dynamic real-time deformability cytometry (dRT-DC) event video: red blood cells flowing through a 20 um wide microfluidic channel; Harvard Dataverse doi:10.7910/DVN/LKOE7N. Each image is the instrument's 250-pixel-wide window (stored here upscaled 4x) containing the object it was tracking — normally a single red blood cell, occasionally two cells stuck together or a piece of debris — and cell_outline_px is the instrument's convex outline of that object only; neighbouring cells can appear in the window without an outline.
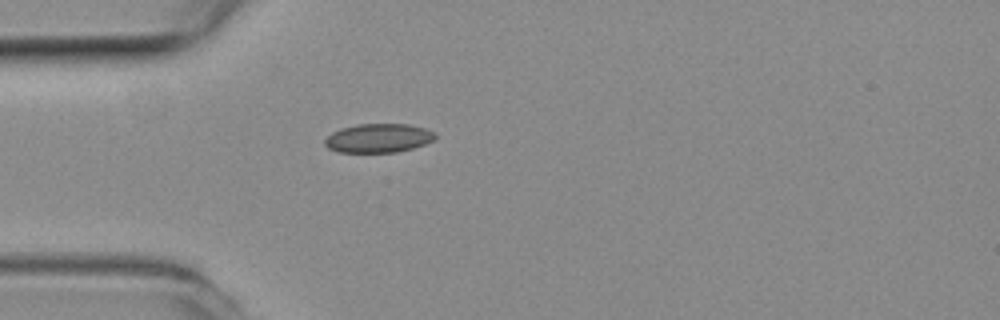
{"species": "common noctule bat (a hibernating species)", "species_latin": "Nyctalus noctula", "temperature_condition": "room temperature", "stored_images_in_passage": 41, "camera_frame_rate_fps": 3000, "um_per_image_px": 0.085, "animal": {"sex": "female", "body_mass_g": 19.3, "forearm_length_mm": 54.1}, "frame": {"image": 1, "passage_image": 1, "time_ms": 0.0, "image_size_px": [1000, 320], "cell_outline_px": [[436, 136], [432, 140], [424, 144], [412, 148], [396, 152], [340, 152], [328, 148], [324, 144], [324, 140], [332, 132], [340, 128], [356, 124], [408, 124], [424, 128], [436, 132]], "centroid_in_image_um": [32.15, 11.73], "position_along_channel_um": 52.9, "area_um2": 18.55}}
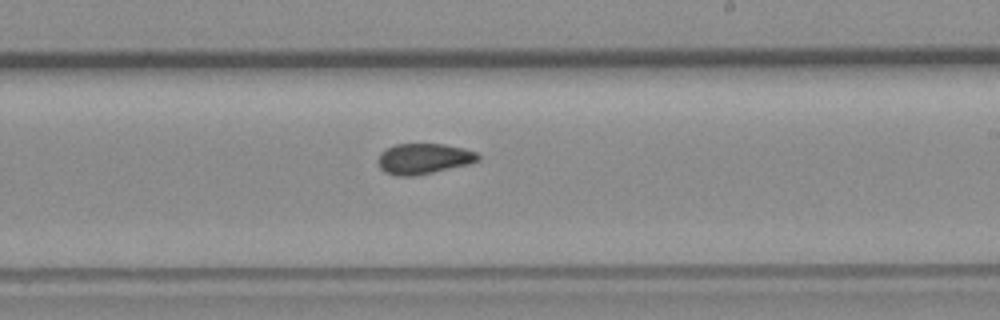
{"frame": {"image": 2, "passage_image": 18, "time_ms": 5.667, "image_size_px": [1000, 320], "cell_outline_px": [[480, 160], [468, 164], [432, 172], [412, 176], [396, 176], [384, 172], [380, 168], [376, 160], [380, 152], [396, 144], [444, 144], [464, 148], [476, 152], [480, 156]], "centroid_in_image_um": [35.98, 13.49], "position_along_channel_um": 253.0, "area_um2": 17.86}}
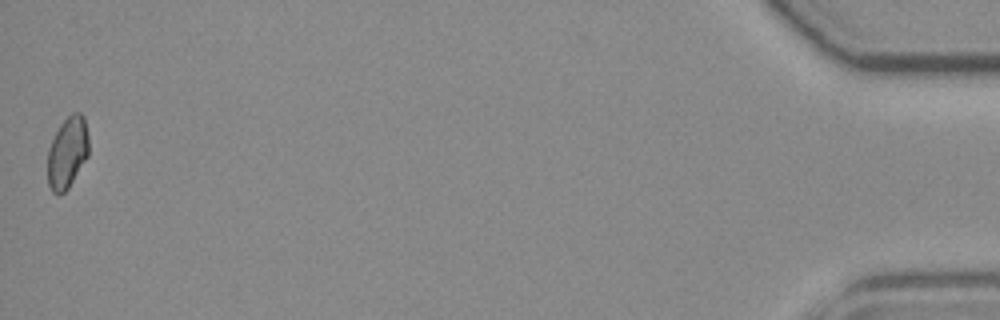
{"frame": {"image": 3, "passage_image": 41, "time_ms": 13.333, "image_size_px": [1000, 320], "cell_outline_px": [[88, 156], [68, 188], [60, 196], [56, 196], [52, 192], [48, 184], [48, 148], [60, 124], [72, 112], [80, 112], [84, 116], [88, 136]], "centroid_in_image_um": [5.72, 12.98], "position_along_channel_um": 429.5, "area_um2": 17.22}, "authors_computed_cell_mechanics": {"area_um2": 17.8602, "velocity_mm_per_s": 3.6456, "shape_relaxation_time_tau1_ms": null, "shape_relaxation_time_tau2_ms": 2.6725, "deformation_change_tau1": null, "deformation_change_tau2": 0.0644}}